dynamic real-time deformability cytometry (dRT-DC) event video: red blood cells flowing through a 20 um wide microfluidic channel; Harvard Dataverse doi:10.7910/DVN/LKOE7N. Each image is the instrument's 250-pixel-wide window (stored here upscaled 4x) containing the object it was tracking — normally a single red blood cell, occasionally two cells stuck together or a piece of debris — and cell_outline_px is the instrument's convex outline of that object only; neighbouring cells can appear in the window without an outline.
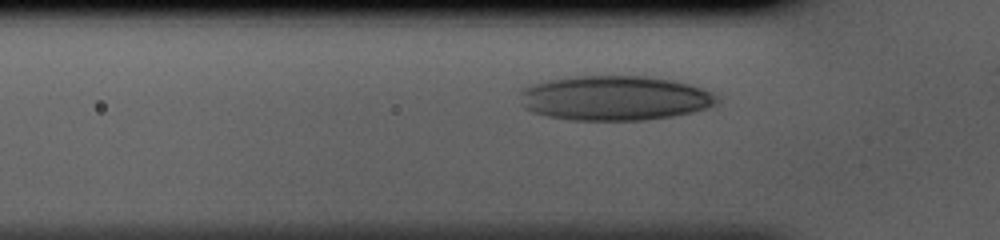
{"species": "human", "species_latin": "Homo sapiens", "temperature_condition": "cold", "stored_images_in_passage": 30, "camera_frame_rate_fps": 3000, "um_per_image_px": 0.085, "donor": {"sex": "male"}, "frame": {"image": 1, "passage_image": 5, "time_ms": 1.333, "image_size_px": [1000, 240], "cell_outline_px": [[720, 100], [704, 108], [692, 112], [672, 116], [640, 120], [572, 120], [548, 116], [532, 112], [524, 108], [520, 92], [524, 88], [532, 84], [548, 80], [572, 76], [648, 76], [672, 80], [688, 84], [700, 88], [716, 96]], "centroid_in_image_um": [52.2, 8.33], "position_along_channel_um": 73.6, "area_um2": 50.92}}
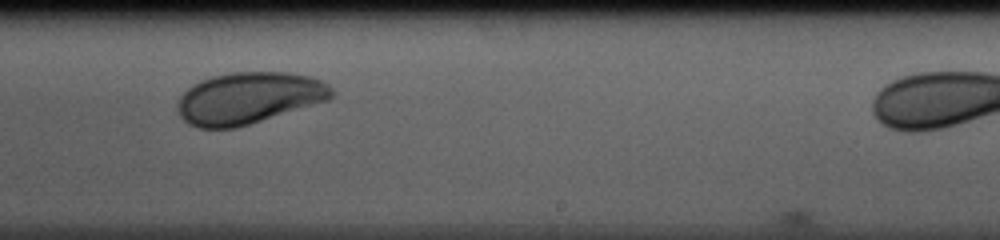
{"frame": {"image": 2, "passage_image": 19, "time_ms": 6.0, "image_size_px": [1000, 240], "cell_outline_px": [[332, 96], [328, 100], [236, 128], [200, 128], [188, 124], [180, 116], [176, 108], [176, 104], [180, 96], [192, 84], [200, 80], [212, 76], [232, 72], [288, 72], [312, 76], [324, 80], [332, 88]], "centroid_in_image_um": [21.12, 8.32], "position_along_channel_um": 267.9, "area_um2": 46.53}}
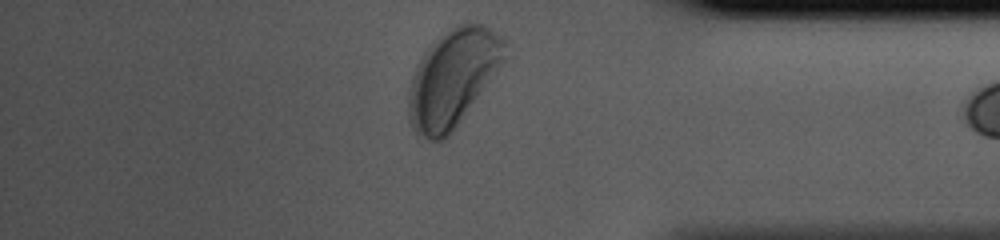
{"frame": {"image": 3, "passage_image": 29, "time_ms": 9.333, "image_size_px": [1000, 240], "cell_outline_px": [[508, 56], [448, 136], [444, 140], [428, 140], [416, 136], [412, 128], [408, 116], [408, 92], [416, 68], [424, 52], [428, 48], [456, 24], [468, 20], [484, 24], [504, 36], [508, 44]], "centroid_in_image_um": [38.52, 6.59], "position_along_channel_um": 396.7, "area_um2": 54.33}}